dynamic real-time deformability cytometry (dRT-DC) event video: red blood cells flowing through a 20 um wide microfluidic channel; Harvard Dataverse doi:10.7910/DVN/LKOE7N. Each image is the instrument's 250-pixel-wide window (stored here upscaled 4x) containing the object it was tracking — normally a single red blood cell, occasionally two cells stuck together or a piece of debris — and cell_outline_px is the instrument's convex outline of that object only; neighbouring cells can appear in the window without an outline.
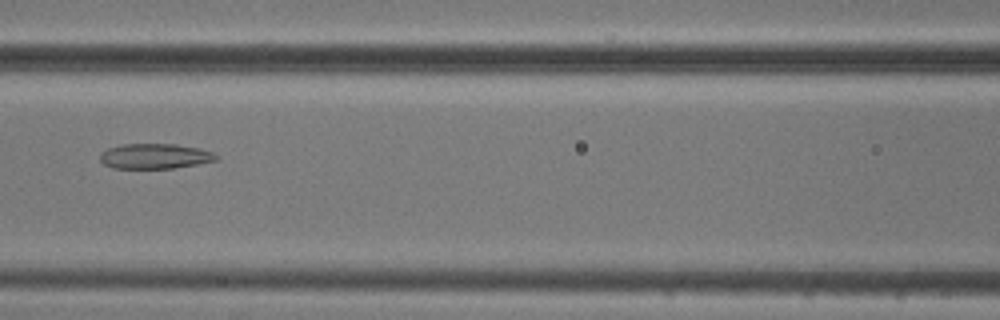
{"species": "common noctule bat (a hibernating species)", "species_latin": "Nyctalus noctula", "temperature_condition": "cold", "stored_images_in_passage": 8, "camera_frame_rate_fps": 3000, "um_per_image_px": 0.085, "animal": {"sex": "male", "body_mass_g": 20.5, "forearm_length_mm": 52.5}, "frame": {"image": 1, "passage_image": 6, "time_ms": 6.667, "image_size_px": [1000, 320], "cell_outline_px": [[220, 156], [216, 160], [196, 164], [172, 168], [112, 168], [104, 164], [100, 160], [100, 152], [108, 148], [124, 144], [176, 144], [200, 148], [212, 152]], "centroid_in_image_um": [13.16, 13.27], "position_along_channel_um": 153.4, "area_um2": 16.99}}
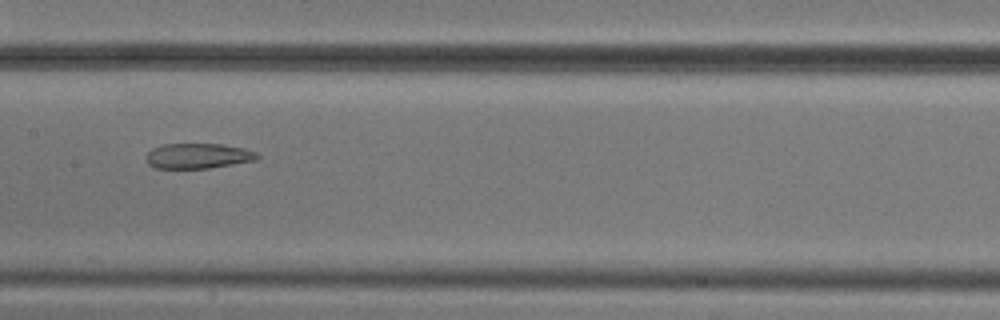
{"frame": {"image": 2, "passage_image": 7, "time_ms": 7.667, "image_size_px": [1000, 320], "cell_outline_px": [[260, 156], [256, 160], [208, 168], [156, 168], [148, 164], [144, 156], [152, 148], [164, 144], [220, 144], [244, 148], [256, 152]], "centroid_in_image_um": [16.8, 13.25], "position_along_channel_um": 190.6, "area_um2": 16.3}}
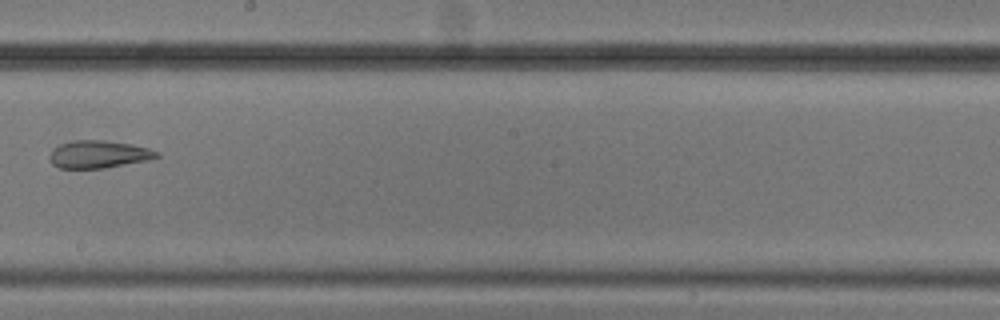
{"frame": {"image": 3, "passage_image": 8, "time_ms": 9.0, "image_size_px": [1000, 320], "cell_outline_px": [[160, 156], [148, 160], [104, 168], [60, 168], [52, 164], [48, 156], [52, 148], [60, 144], [72, 140], [104, 140], [132, 144], [148, 148], [160, 152]], "centroid_in_image_um": [8.36, 13.11], "position_along_channel_um": 239.8, "area_um2": 17.34}}